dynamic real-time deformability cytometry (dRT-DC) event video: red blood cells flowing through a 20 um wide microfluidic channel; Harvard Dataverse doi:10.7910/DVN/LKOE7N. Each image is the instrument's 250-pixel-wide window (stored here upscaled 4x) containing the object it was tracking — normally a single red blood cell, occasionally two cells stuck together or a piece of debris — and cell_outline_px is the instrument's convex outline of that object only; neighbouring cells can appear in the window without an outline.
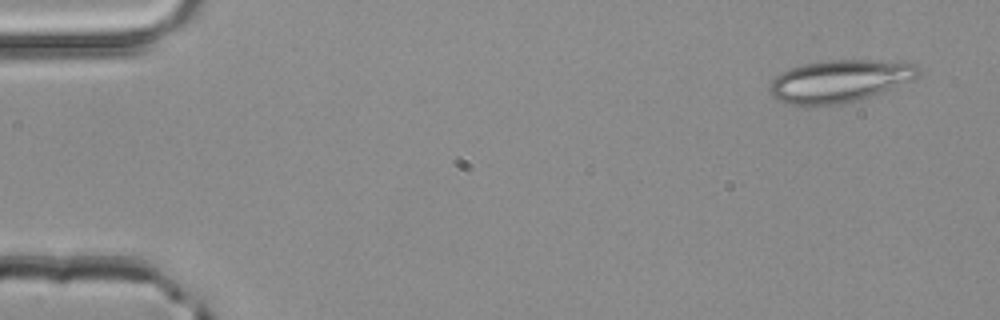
{"species": "common noctule bat (a hibernating species)", "species_latin": "Nyctalus noctula", "temperature_condition": "room temperature", "stored_images_in_passage": 2, "camera_frame_rate_fps": 3000, "um_per_image_px": 0.085, "animal": {"sex": "male", "body_mass_g": 20.4}, "frame": {"image": 1, "passage_image": 1, "time_ms": 0.0, "image_size_px": [1000, 320], "cell_outline_px": [[920, 72], [912, 80], [880, 92], [856, 100], [832, 104], [792, 104], [780, 100], [772, 96], [768, 92], [768, 84], [780, 72], [788, 68], [804, 64], [828, 60], [904, 60], [916, 64]], "centroid_in_image_um": [71.36, 6.84], "position_along_channel_um": 13.6, "area_um2": 36.41}}